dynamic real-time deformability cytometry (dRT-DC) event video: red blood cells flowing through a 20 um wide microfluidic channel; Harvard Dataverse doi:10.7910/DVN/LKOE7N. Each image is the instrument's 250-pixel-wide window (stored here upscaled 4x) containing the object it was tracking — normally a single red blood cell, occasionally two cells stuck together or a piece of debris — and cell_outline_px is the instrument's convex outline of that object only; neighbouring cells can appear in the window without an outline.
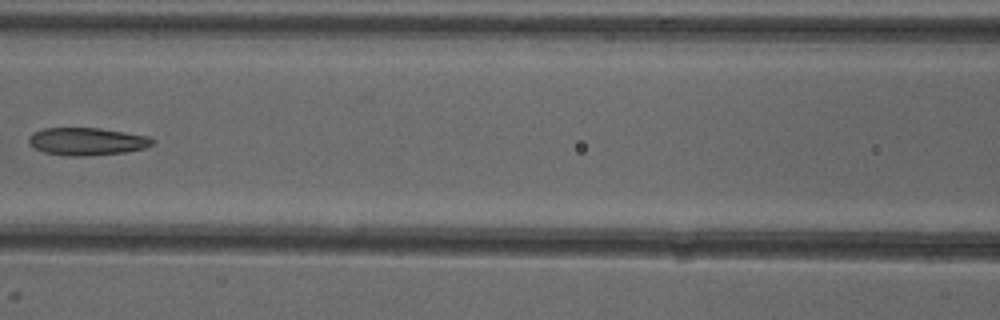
{"species": "common noctule bat (a hibernating species)", "species_latin": "Nyctalus noctula", "temperature_condition": "cold", "stored_images_in_passage": 7, "camera_frame_rate_fps": 3000, "um_per_image_px": 0.085, "animal": {"sex": "female"}, "frame": {"image": 1, "passage_image": 7, "time_ms": 7.0, "image_size_px": [1000, 320], "cell_outline_px": [[156, 140], [152, 144], [144, 148], [124, 152], [84, 156], [68, 156], [44, 152], [28, 144], [28, 136], [32, 132], [44, 128], [100, 128], [148, 136]], "centroid_in_image_um": [7.36, 12.01], "position_along_channel_um": 159.2, "area_um2": 19.88}}